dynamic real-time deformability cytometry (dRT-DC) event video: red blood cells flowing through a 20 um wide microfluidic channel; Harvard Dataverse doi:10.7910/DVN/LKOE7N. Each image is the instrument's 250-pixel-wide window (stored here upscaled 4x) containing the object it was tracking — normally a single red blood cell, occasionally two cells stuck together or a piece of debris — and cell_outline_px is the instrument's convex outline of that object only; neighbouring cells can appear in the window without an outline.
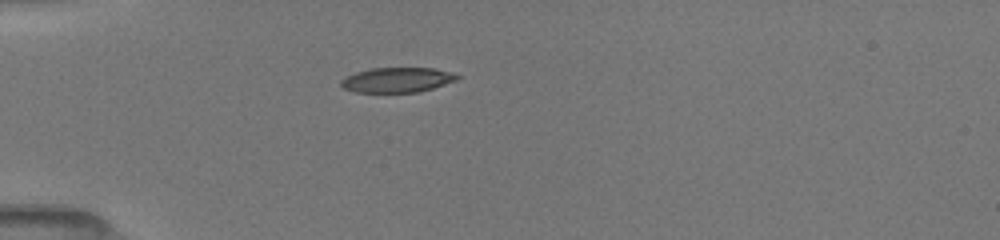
{"species": "common noctule bat (a hibernating species)", "species_latin": "Nyctalus noctula", "temperature_condition": "room temperature", "stored_images_in_passage": 4, "camera_frame_rate_fps": 3000, "um_per_image_px": 0.085, "animal": {"sex": "female", "body_mass_g": 19.5, "forearm_length_mm": 54.1}, "frame": {"image": 1, "passage_image": 1, "time_ms": 0.0, "image_size_px": [1000, 240], "cell_outline_px": [[460, 76], [456, 80], [420, 92], [352, 92], [344, 88], [340, 84], [340, 80], [356, 72], [372, 68], [436, 68], [452, 72]], "centroid_in_image_um": [33.76, 6.79], "position_along_channel_um": 51.2, "area_um2": 16.82}}